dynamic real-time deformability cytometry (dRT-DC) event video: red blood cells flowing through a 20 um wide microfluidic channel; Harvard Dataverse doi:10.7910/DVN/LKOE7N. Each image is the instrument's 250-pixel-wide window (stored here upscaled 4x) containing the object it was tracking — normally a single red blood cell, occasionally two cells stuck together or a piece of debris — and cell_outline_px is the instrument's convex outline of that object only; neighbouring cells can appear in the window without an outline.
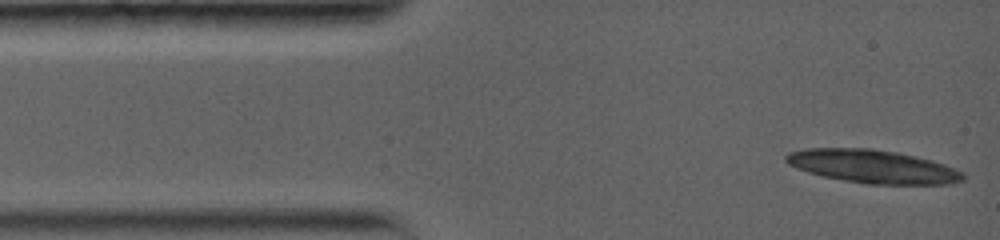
{"species": "common noctule bat (a hibernating species)", "species_latin": "Nyctalus noctula", "temperature_condition": "warm", "stored_images_in_passage": 1, "camera_frame_rate_fps": 5000, "um_per_image_px": 0.085, "animal": {"sex": "female", "body_mass_g": 19.0, "forearm_length_mm": 56.7}, "frame": {"image": 1, "passage_image": 1, "time_ms": 0.0, "image_size_px": [1000, 240], "cell_outline_px": [[892, 164], [888, 180], [880, 184], [856, 184], [836, 180], [820, 176], [796, 168], [788, 164], [784, 160], [784, 156], [788, 152], [804, 148], [880, 148]], "centroid_in_image_um": [71.67, 13.94], "position_along_channel_um": 13.3, "area_um2": 21.79}}